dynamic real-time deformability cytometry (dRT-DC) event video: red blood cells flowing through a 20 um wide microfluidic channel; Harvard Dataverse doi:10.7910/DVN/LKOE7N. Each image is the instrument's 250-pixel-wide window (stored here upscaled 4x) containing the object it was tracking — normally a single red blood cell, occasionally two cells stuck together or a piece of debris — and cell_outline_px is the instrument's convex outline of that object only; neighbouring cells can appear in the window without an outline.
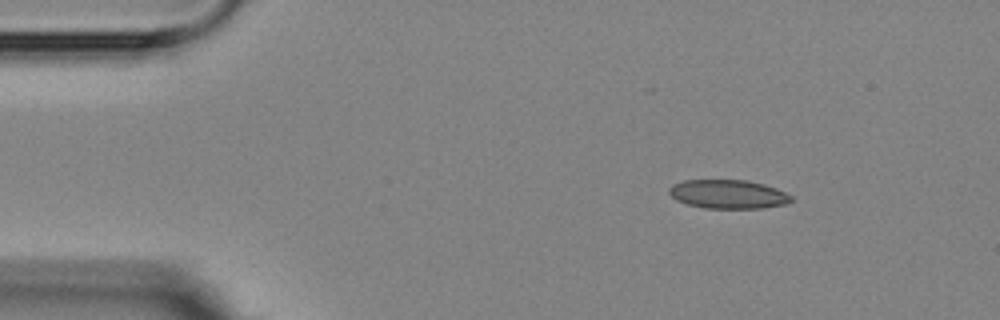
{"species": "Egyptian fruit bat (a non-hibernating species)", "species_latin": "Rousettus aegyptiacus", "temperature_condition": "room temperature", "stored_images_in_passage": 3, "camera_frame_rate_fps": 3000, "um_per_image_px": 0.085, "animal": {"sex": "female"}, "frame": {"image": 1, "passage_image": 1, "time_ms": 0.0, "image_size_px": [1000, 320], "cell_outline_px": [[792, 200], [784, 204], [760, 208], [704, 208], [688, 204], [676, 200], [668, 192], [668, 188], [672, 184], [684, 180], [748, 180], [764, 184], [776, 188], [792, 196]], "centroid_in_image_um": [61.86, 16.5], "position_along_channel_um": 23.1, "area_um2": 20.46}}